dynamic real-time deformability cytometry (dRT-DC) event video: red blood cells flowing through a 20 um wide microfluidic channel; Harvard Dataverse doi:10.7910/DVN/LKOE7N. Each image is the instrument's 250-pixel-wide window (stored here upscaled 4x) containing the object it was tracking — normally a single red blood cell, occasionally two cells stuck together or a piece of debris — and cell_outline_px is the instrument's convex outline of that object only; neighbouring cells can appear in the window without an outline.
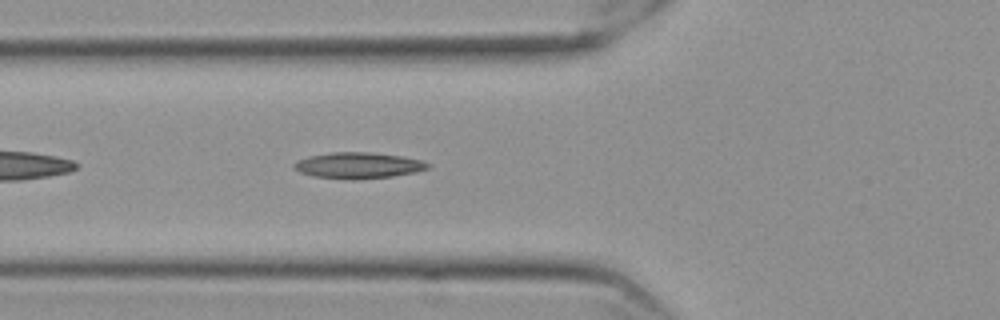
{"species": "Egyptian fruit bat (a non-hibernating species)", "species_latin": "Rousettus aegyptiacus", "temperature_condition": "cold", "stored_images_in_passage": 37, "camera_frame_rate_fps": 3000, "um_per_image_px": 0.085, "frame": {"image": 1, "passage_image": 5, "time_ms": 1.333, "image_size_px": [1000, 320], "cell_outline_px": [[432, 164], [428, 168], [416, 172], [392, 176], [352, 180], [312, 176], [300, 172], [292, 168], [292, 164], [296, 160], [308, 156], [332, 152], [368, 152], [400, 156], [420, 160]], "centroid_in_image_um": [30.4, 14.06], "position_along_channel_um": 95.4, "area_um2": 20.4}}
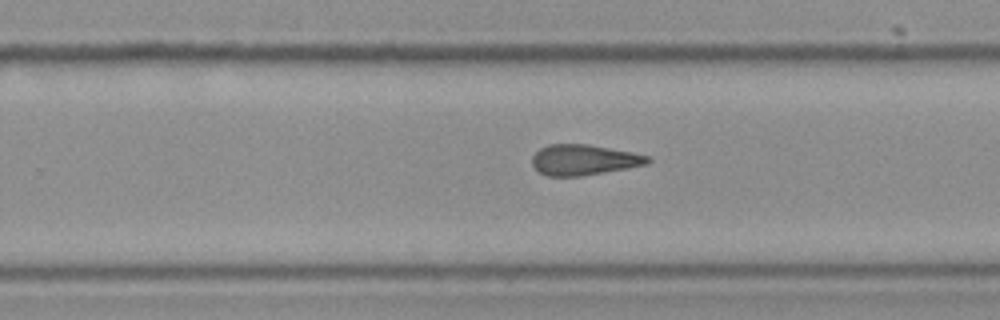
{"frame": {"image": 2, "passage_image": 20, "time_ms": 6.333, "image_size_px": [1000, 320], "cell_outline_px": [[652, 160], [648, 164], [628, 168], [580, 176], [548, 176], [540, 172], [532, 164], [532, 156], [540, 148], [548, 144], [588, 144], [632, 152], [648, 156]], "centroid_in_image_um": [49.63, 13.58], "position_along_channel_um": 280.2, "area_um2": 20.52}}
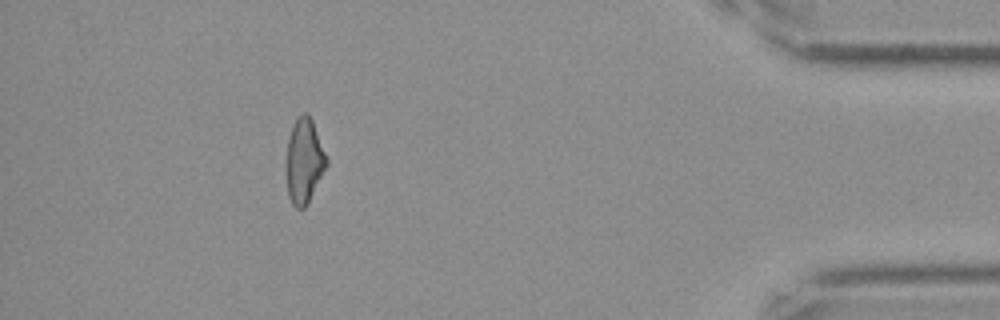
{"frame": {"image": 3, "passage_image": 35, "time_ms": 11.333, "image_size_px": [1000, 320], "cell_outline_px": [[328, 164], [304, 208], [296, 208], [292, 204], [288, 196], [288, 140], [292, 124], [304, 112], [308, 112], [312, 120], [328, 160]], "centroid_in_image_um": [25.87, 13.65], "position_along_channel_um": 409.3, "area_um2": 19.19}}